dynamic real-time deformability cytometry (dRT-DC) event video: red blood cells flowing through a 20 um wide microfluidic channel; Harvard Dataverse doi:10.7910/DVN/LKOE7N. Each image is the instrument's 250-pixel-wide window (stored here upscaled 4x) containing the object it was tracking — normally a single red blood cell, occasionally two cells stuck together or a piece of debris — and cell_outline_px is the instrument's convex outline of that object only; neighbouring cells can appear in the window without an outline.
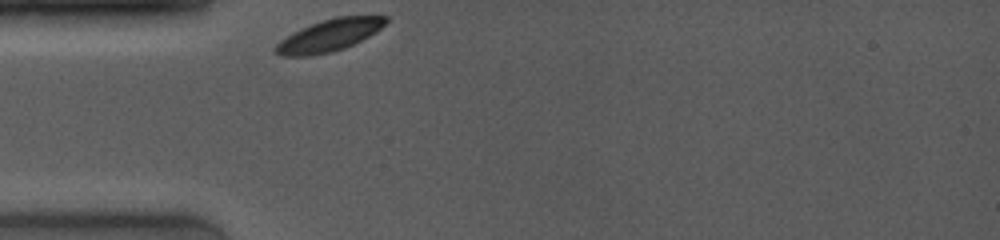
{"species": "common noctule bat (a hibernating species)", "species_latin": "Nyctalus noctula", "temperature_condition": "room temperature", "stored_images_in_passage": 34, "camera_frame_rate_fps": 4000, "um_per_image_px": 0.085, "animal": {"sex": "female", "body_mass_g": 19.0, "forearm_length_mm": 53.3}, "frame": {"image": 1, "passage_image": 1, "time_ms": 0.0, "image_size_px": [1000, 240], "cell_outline_px": [[388, 20], [376, 32], [344, 48], [332, 52], [308, 56], [280, 56], [272, 48], [280, 40], [300, 28], [336, 16], [388, 16]], "centroid_in_image_um": [27.95, 3.01], "position_along_channel_um": 57.1, "area_um2": 20.35}}
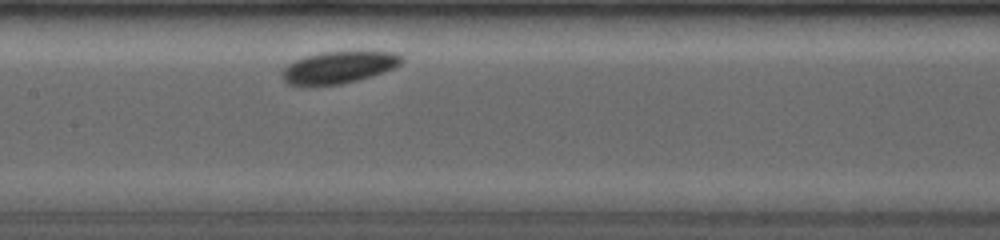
{"frame": {"image": 2, "passage_image": 13, "time_ms": 3.5, "image_size_px": [1000, 240], "cell_outline_px": [[404, 60], [396, 68], [360, 80], [340, 84], [288, 84], [280, 76], [280, 72], [288, 64], [304, 56], [324, 52], [396, 52]], "centroid_in_image_um": [28.81, 5.72], "position_along_channel_um": 178.6, "area_um2": 22.02}}
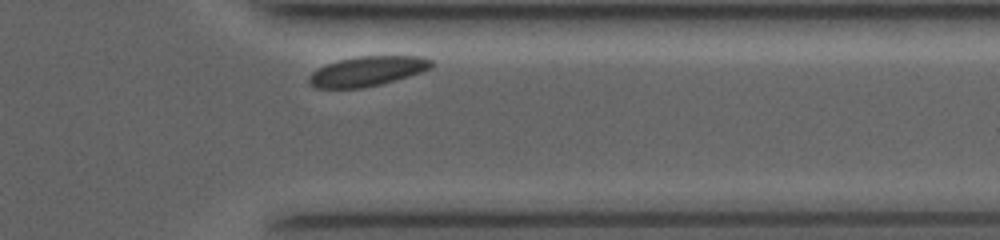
{"frame": {"image": 3, "passage_image": 31, "time_ms": 9.0, "image_size_px": [1000, 240], "cell_outline_px": [[436, 64], [432, 68], [396, 80], [364, 88], [316, 88], [308, 80], [308, 76], [312, 72], [328, 64], [340, 60], [360, 56], [424, 56], [432, 60]], "centroid_in_image_um": [31.28, 6.05], "position_along_channel_um": 380.1, "area_um2": 21.15}}